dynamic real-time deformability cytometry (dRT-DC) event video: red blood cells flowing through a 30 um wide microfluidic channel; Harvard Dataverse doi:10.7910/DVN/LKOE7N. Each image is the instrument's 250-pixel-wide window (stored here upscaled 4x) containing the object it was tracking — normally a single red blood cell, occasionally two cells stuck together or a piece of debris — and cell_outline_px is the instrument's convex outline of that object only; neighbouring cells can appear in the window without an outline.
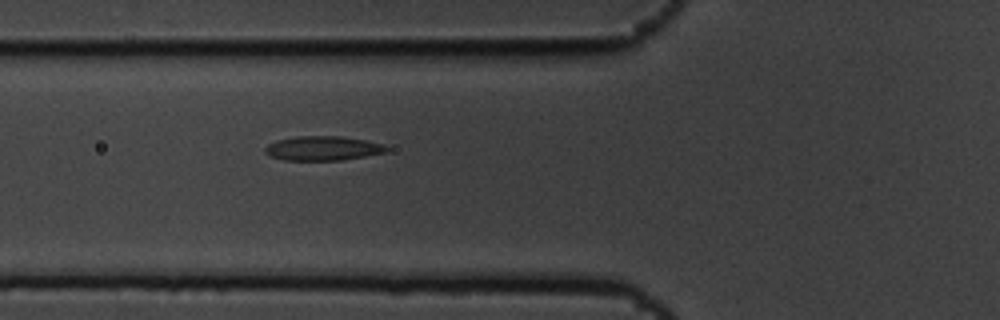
{"species": "common noctule bat (a hibernating species)", "species_latin": "Nyctalus noctula", "temperature_condition": "cold", "stored_images_in_passage": 2, "camera_frame_rate_fps": 3000, "um_per_image_px": 0.085, "animal": {"sex": "male", "body_mass_g": 19.5, "forearm_length_mm": 54.6}, "frame": {"image": 1, "passage_image": 2, "time_ms": 0.333, "image_size_px": [1000, 320], "cell_outline_px": [[388, 152], [340, 160], [284, 160], [268, 156], [264, 152], [264, 148], [268, 144], [276, 140], [296, 136], [344, 136], [384, 144], [388, 148]], "centroid_in_image_um": [27.41, 12.6], "position_along_channel_um": 98.4, "area_um2": 17.34}}